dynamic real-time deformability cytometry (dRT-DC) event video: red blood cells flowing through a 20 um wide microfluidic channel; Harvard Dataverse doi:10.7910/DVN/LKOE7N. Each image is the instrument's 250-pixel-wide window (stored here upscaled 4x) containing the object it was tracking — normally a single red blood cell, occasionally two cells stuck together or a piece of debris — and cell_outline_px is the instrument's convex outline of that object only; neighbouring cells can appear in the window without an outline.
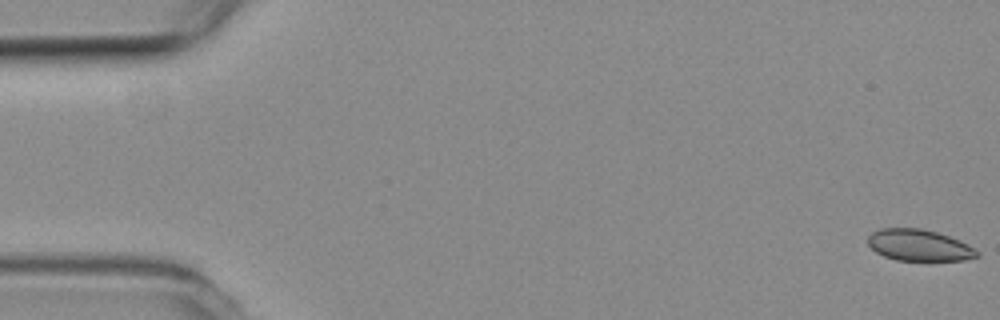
{"species": "common noctule bat (a hibernating species)", "species_latin": "Nyctalus noctula", "temperature_condition": "room temperature", "stored_images_in_passage": 55, "camera_frame_rate_fps": 3000, "um_per_image_px": 0.085, "animal": {"sex": "female", "body_mass_g": 19.3, "forearm_length_mm": 54.1}, "frame": {"image": 1, "passage_image": 1, "time_ms": 0.0, "image_size_px": [1000, 320], "cell_outline_px": [[980, 256], [964, 260], [896, 260], [884, 256], [876, 252], [868, 244], [868, 236], [872, 232], [880, 228], [920, 228], [936, 232], [960, 240], [968, 244], [980, 252]], "centroid_in_image_um": [78.13, 20.84], "position_along_channel_um": 6.9, "area_um2": 20.0}}
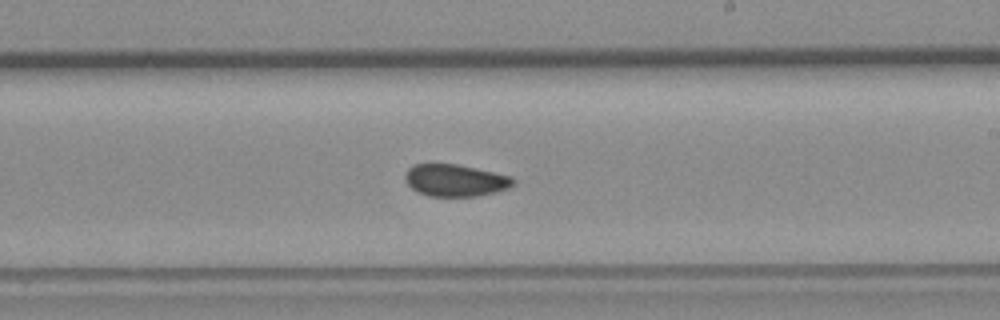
{"frame": {"image": 2, "passage_image": 32, "time_ms": 10.333, "image_size_px": [1000, 320], "cell_outline_px": [[516, 184], [508, 188], [496, 192], [476, 196], [428, 196], [412, 188], [404, 180], [404, 172], [412, 164], [456, 164], [476, 168], [512, 176], [516, 180]], "centroid_in_image_um": [38.71, 15.32], "position_along_channel_um": 250.3, "area_um2": 20.35}}
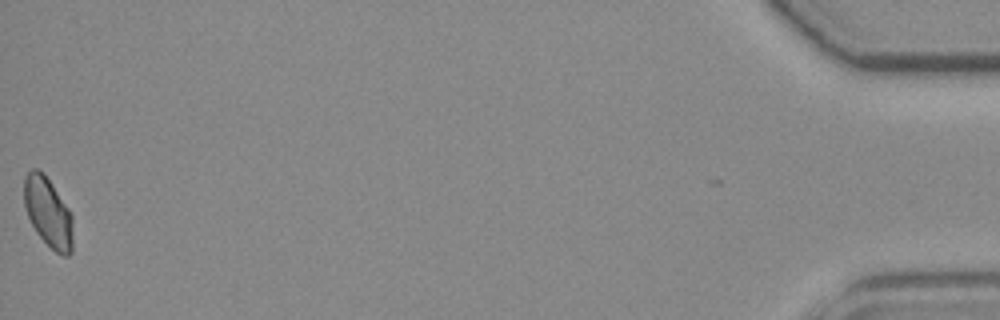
{"frame": {"image": 3, "passage_image": 55, "time_ms": 18.0, "image_size_px": [1000, 320], "cell_outline_px": [[72, 252], [68, 256], [64, 256], [56, 252], [36, 232], [28, 216], [24, 204], [24, 176], [32, 168], [36, 168], [52, 184], [68, 208], [72, 216]], "centroid_in_image_um": [4.09, 18.06], "position_along_channel_um": 431.1, "area_um2": 19.48}, "authors_computed_cell_mechanics": {"area_um2": 20.5768, "velocity_mm_per_s": 3.7408, "shape_relaxation_time_tau1_ms": null, "shape_relaxation_time_tau2_ms": 1.9378, "deformation_change_tau1": null, "deformation_change_tau2": 0.0557}}